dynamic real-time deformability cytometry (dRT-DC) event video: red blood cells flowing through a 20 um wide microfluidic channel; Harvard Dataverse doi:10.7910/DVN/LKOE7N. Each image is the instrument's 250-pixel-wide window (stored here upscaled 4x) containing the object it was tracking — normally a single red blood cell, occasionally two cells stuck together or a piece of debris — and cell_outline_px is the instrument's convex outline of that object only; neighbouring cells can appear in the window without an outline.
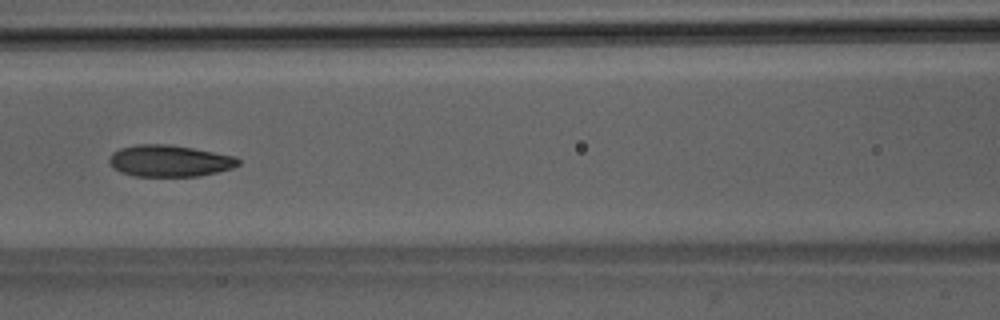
{"species": "Egyptian fruit bat (a non-hibernating species)", "species_latin": "Rousettus aegyptiacus", "temperature_condition": "room temperature", "stored_images_in_passage": 39, "camera_frame_rate_fps": 3000, "um_per_image_px": 0.085, "animal": {"sex": "male"}, "frame": {"image": 1, "passage_image": 11, "time_ms": 3.333, "image_size_px": [1000, 320], "cell_outline_px": [[240, 164], [232, 168], [200, 176], [136, 176], [120, 172], [108, 160], [112, 152], [120, 148], [136, 144], [168, 144], [192, 148], [236, 156], [240, 160]], "centroid_in_image_um": [14.42, 13.67], "position_along_channel_um": 152.2, "area_um2": 23.7}}
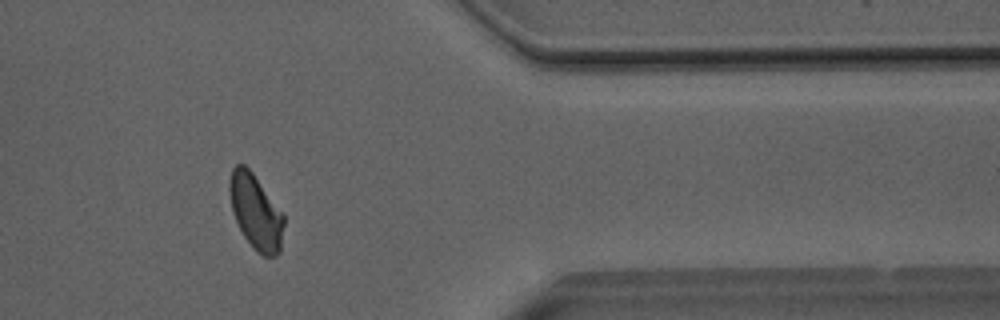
{"frame": {"image": 2, "passage_image": 30, "time_ms": 9.667, "image_size_px": [1000, 320], "cell_outline_px": [[284, 224], [280, 252], [276, 256], [264, 256], [256, 252], [252, 248], [244, 236], [232, 212], [228, 188], [228, 184], [232, 168], [236, 164], [244, 164], [252, 172], [284, 212]], "centroid_in_image_um": [21.75, 18.0], "position_along_channel_um": 389.7, "area_um2": 24.04}}
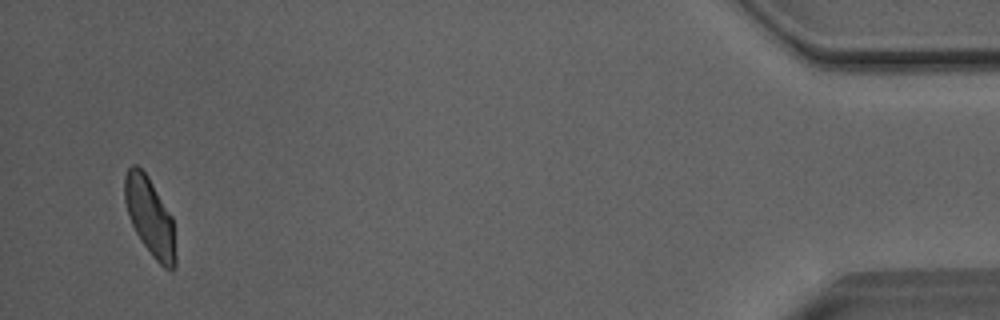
{"frame": {"image": 3, "passage_image": 37, "time_ms": 12.0, "image_size_px": [1000, 320], "cell_outline_px": [[176, 268], [164, 268], [152, 256], [140, 240], [128, 216], [124, 200], [124, 176], [128, 168], [132, 164], [136, 164], [148, 176], [172, 216], [176, 256]], "centroid_in_image_um": [12.73, 18.41], "position_along_channel_um": 422.5, "area_um2": 23.18}, "authors_computed_cell_mechanics": {"area_um2": 23.8714, "velocity_mm_per_s": 4.0586, "shape_relaxation_time_tau1_ms": 3.227, "shape_relaxation_time_tau2_ms": 1.6553, "deformation_change_tau1": 0.1257, "deformation_change_tau2": 0.07}}